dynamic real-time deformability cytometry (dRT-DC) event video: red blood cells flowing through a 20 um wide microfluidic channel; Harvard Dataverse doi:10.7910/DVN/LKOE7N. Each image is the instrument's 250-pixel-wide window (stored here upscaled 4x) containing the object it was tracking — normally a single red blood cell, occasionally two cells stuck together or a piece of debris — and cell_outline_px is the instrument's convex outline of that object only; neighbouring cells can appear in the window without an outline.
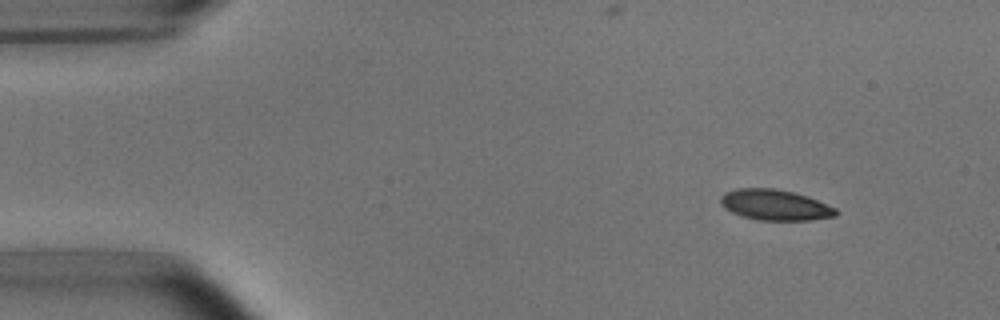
{"species": "common noctule bat (a hibernating species)", "species_latin": "Nyctalus noctula", "temperature_condition": "room temperature", "stored_images_in_passage": 6, "camera_frame_rate_fps": 3000, "um_per_image_px": 0.085, "animal": {"sex": "male", "body_mass_g": 15.6}, "frame": {"image": 1, "passage_image": 1, "time_ms": 0.0, "image_size_px": [1000, 320], "cell_outline_px": [[840, 212], [836, 216], [812, 220], [756, 220], [732, 212], [724, 208], [720, 204], [720, 196], [724, 192], [736, 188], [776, 188], [808, 196], [836, 208]], "centroid_in_image_um": [65.88, 17.41], "position_along_channel_um": 19.1, "area_um2": 20.81}}
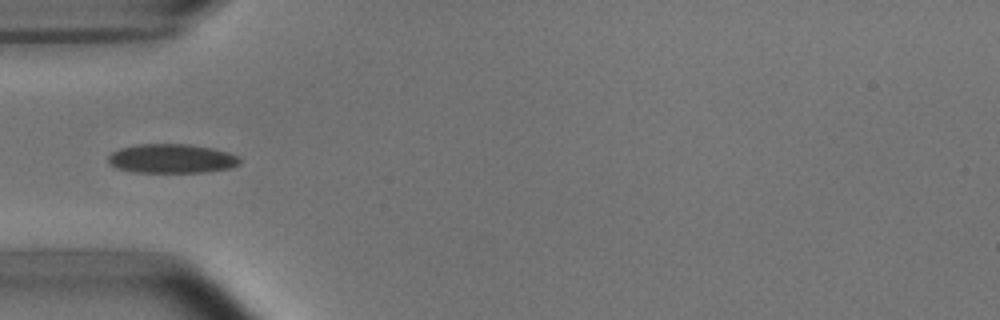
{"frame": {"image": 2, "passage_image": 4, "time_ms": 3.667, "image_size_px": [1000, 320], "cell_outline_px": [[240, 164], [232, 168], [208, 172], [132, 172], [116, 168], [108, 160], [108, 156], [112, 152], [120, 148], [136, 144], [188, 144], [212, 148], [228, 152], [236, 156], [240, 160]], "centroid_in_image_um": [14.6, 13.48], "position_along_channel_um": 70.4, "area_um2": 22.43}}
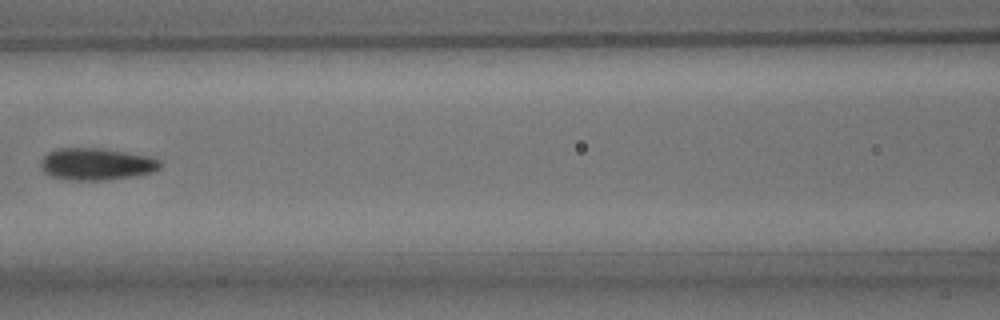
{"frame": {"image": 3, "passage_image": 6, "time_ms": 6.0, "image_size_px": [1000, 320], "cell_outline_px": [[160, 168], [152, 172], [104, 180], [60, 180], [44, 172], [40, 164], [40, 160], [48, 152], [56, 148], [100, 148], [152, 156], [160, 160]], "centroid_in_image_um": [8.15, 13.94], "position_along_channel_um": 158.4, "area_um2": 22.31}}